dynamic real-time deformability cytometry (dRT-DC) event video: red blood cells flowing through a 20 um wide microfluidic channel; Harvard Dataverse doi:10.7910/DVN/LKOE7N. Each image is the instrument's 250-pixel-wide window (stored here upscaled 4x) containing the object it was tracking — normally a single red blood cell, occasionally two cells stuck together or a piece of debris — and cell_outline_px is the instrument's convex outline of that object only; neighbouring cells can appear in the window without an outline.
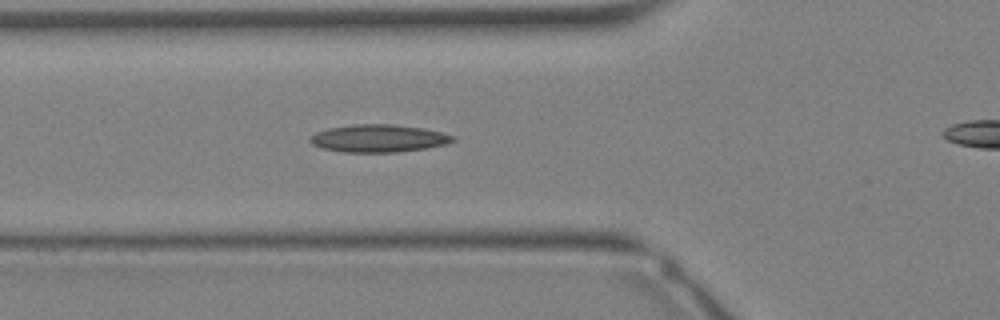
{"species": "Egyptian fruit bat (a non-hibernating species)", "species_latin": "Rousettus aegyptiacus", "temperature_condition": "warm", "stored_images_in_passage": 30, "camera_frame_rate_fps": 3000, "um_per_image_px": 0.085, "animal": {"sex": "female"}, "frame": {"image": 1, "passage_image": 12, "time_ms": 3.667, "image_size_px": [1000, 320], "cell_outline_px": [[456, 140], [448, 144], [428, 148], [396, 152], [344, 152], [324, 148], [312, 144], [308, 140], [308, 136], [316, 132], [328, 128], [352, 124], [392, 124], [424, 128], [456, 136]], "centroid_in_image_um": [32.19, 11.75], "position_along_channel_um": 93.6, "area_um2": 23.18}}
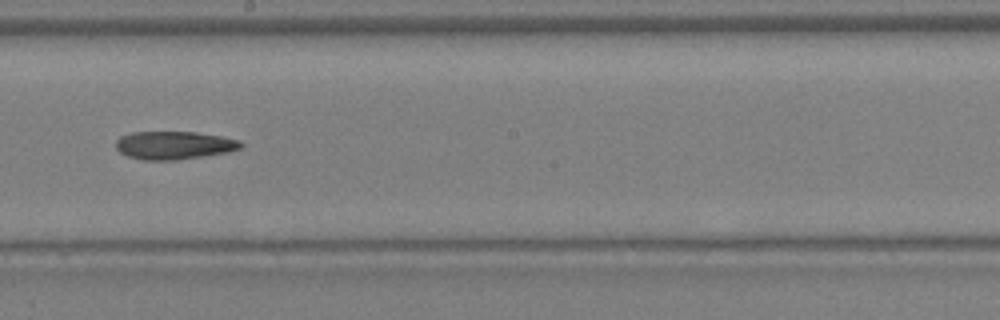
{"frame": {"image": 2, "passage_image": 19, "time_ms": 6.0, "image_size_px": [1000, 320], "cell_outline_px": [[244, 144], [240, 148], [228, 152], [204, 156], [176, 160], [144, 160], [128, 156], [120, 152], [116, 148], [116, 140], [120, 136], [132, 132], [196, 132], [220, 136], [240, 140]], "centroid_in_image_um": [14.79, 12.34], "position_along_channel_um": 233.4, "area_um2": 20.46}}
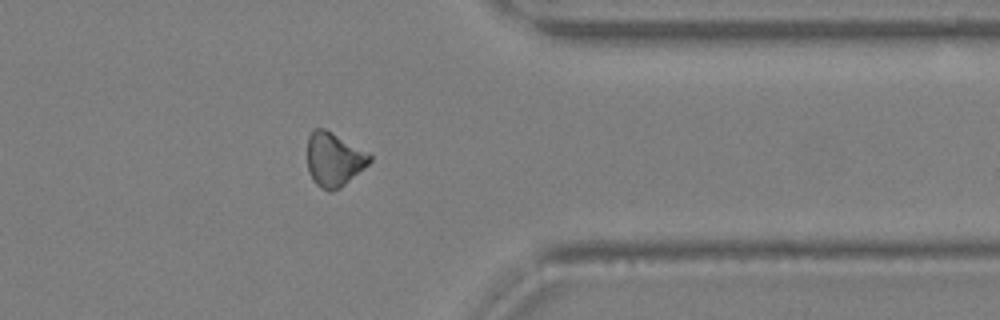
{"frame": {"image": 3, "passage_image": 27, "time_ms": 8.667, "image_size_px": [1000, 320], "cell_outline_px": [[372, 160], [368, 164], [340, 188], [328, 192], [320, 188], [312, 180], [308, 172], [308, 136], [316, 128], [324, 128], [332, 132], [368, 152], [372, 156]], "centroid_in_image_um": [28.37, 13.56], "position_along_channel_um": 383.0, "area_um2": 19.54}}